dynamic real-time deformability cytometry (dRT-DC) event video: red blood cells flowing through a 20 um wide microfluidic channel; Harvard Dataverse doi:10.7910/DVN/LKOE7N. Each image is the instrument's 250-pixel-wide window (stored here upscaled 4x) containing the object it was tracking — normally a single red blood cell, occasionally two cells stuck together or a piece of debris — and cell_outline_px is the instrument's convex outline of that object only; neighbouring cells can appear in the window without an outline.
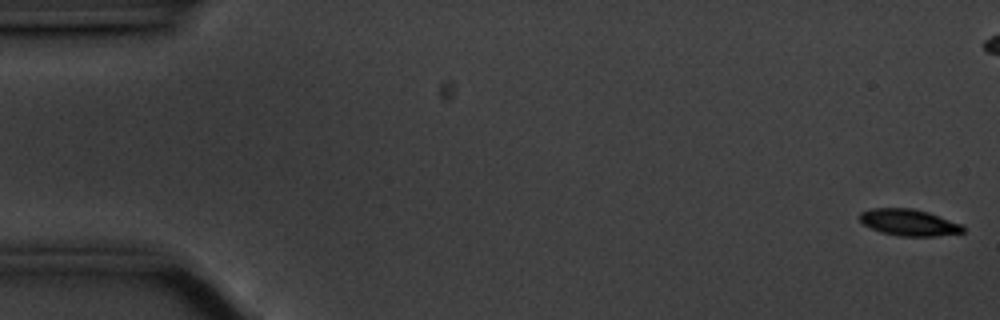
{"species": "common noctule bat (a hibernating species)", "species_latin": "Nyctalus noctula", "temperature_condition": "cold", "stored_images_in_passage": 58, "camera_frame_rate_fps": 3000, "um_per_image_px": 0.085, "animal": {"sex": "male", "body_mass_g": 20.1, "forearm_length_mm": 53.5}, "frame": {"image": 1, "passage_image": 1, "time_ms": 0.0, "image_size_px": [1000, 320], "cell_outline_px": [[964, 232], [936, 236], [900, 236], [880, 232], [864, 224], [860, 220], [860, 212], [872, 208], [912, 208], [928, 212], [964, 224]], "centroid_in_image_um": [77.29, 18.9], "position_along_channel_um": 7.7, "area_um2": 16.01}}
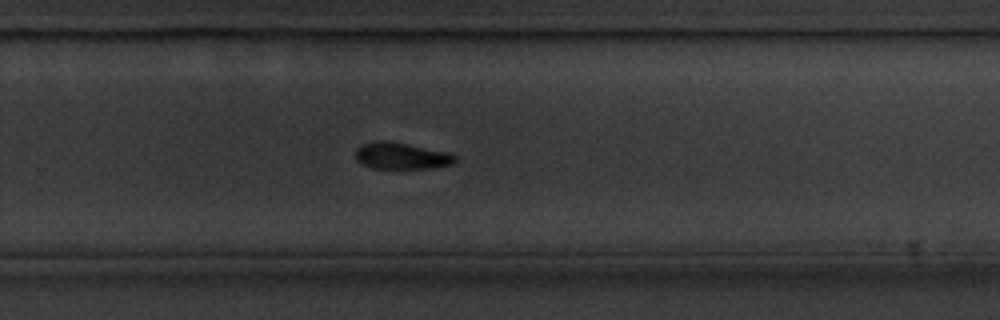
{"frame": {"image": 2, "passage_image": 37, "time_ms": 12.0, "image_size_px": [1000, 320], "cell_outline_px": [[456, 160], [452, 164], [428, 168], [372, 168], [360, 164], [356, 160], [356, 148], [360, 144], [376, 140], [384, 140], [452, 152], [456, 156]], "centroid_in_image_um": [34.09, 13.24], "position_along_channel_um": 295.7, "area_um2": 15.61}}
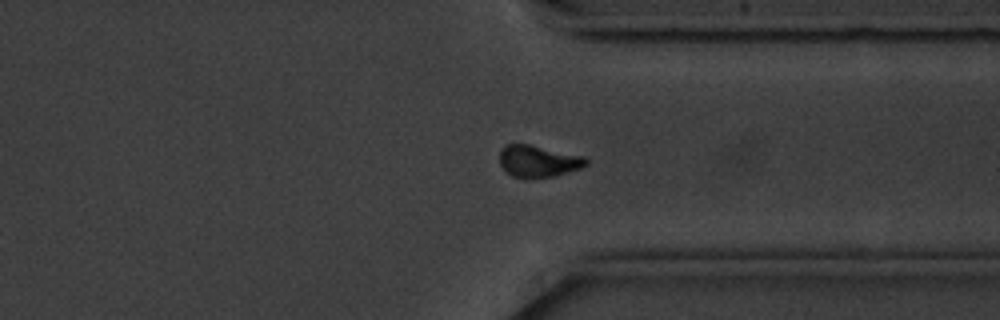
{"frame": {"image": 3, "passage_image": 43, "time_ms": 14.0, "image_size_px": [1000, 320], "cell_outline_px": [[588, 164], [580, 168], [556, 176], [528, 180], [512, 176], [504, 172], [500, 164], [500, 148], [504, 144], [528, 144], [584, 156], [588, 160]], "centroid_in_image_um": [45.71, 13.73], "position_along_channel_um": 365.7, "area_um2": 16.47}, "authors_computed_cell_mechanics": {"area_um2": 16.473, "velocity_mm_per_s": 3.5082, "shape_relaxation_time_tau1_ms": 1.626, "shape_relaxation_time_tau2_ms": null, "deformation_change_tau1": 0.1408, "deformation_change_tau2": null}}